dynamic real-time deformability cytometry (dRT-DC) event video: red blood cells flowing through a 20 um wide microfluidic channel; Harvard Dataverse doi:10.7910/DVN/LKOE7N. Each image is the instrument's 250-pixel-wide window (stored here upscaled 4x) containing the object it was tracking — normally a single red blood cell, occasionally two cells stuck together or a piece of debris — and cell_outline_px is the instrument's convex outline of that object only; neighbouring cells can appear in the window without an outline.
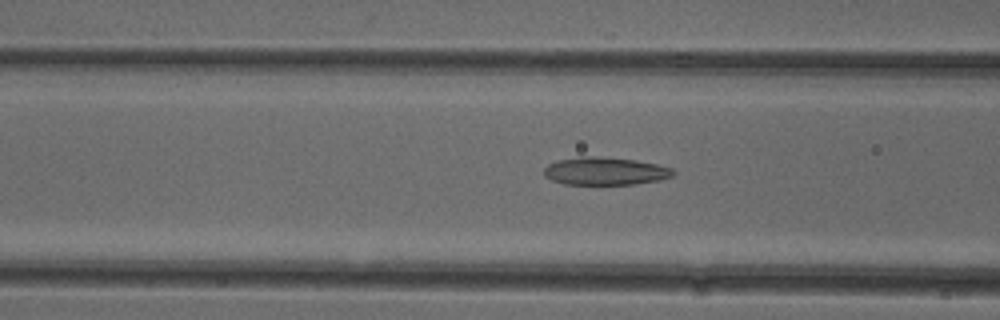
{"species": "common noctule bat (a hibernating species)", "species_latin": "Nyctalus noctula", "temperature_condition": "cold", "stored_images_in_passage": 42, "camera_frame_rate_fps": 3000, "um_per_image_px": 0.085, "animal": {"sex": "female"}, "frame": {"image": 1, "passage_image": 10, "time_ms": 3.0, "image_size_px": [1000, 320], "cell_outline_px": [[676, 172], [672, 176], [660, 180], [632, 184], [564, 184], [552, 180], [544, 176], [544, 168], [548, 164], [560, 160], [580, 156], [596, 156], [636, 160], [656, 164], [672, 168]], "centroid_in_image_um": [51.44, 14.54], "position_along_channel_um": 115.2, "area_um2": 20.87}}
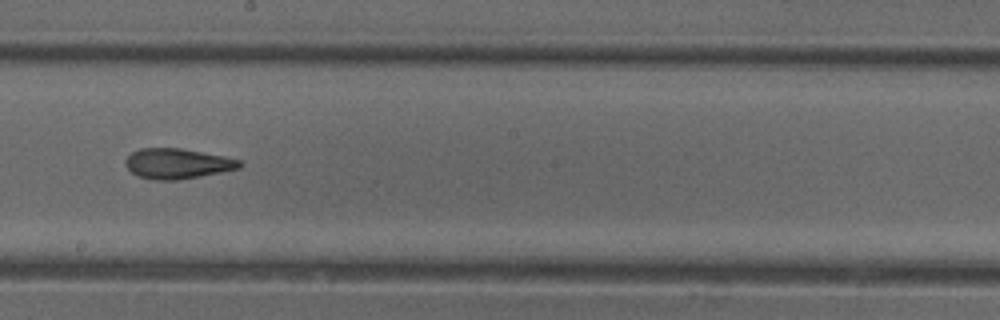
{"frame": {"image": 2, "passage_image": 19, "time_ms": 6.0, "image_size_px": [1000, 320], "cell_outline_px": [[244, 164], [240, 168], [200, 176], [176, 180], [156, 180], [140, 176], [132, 172], [124, 164], [124, 160], [132, 152], [140, 148], [180, 148], [224, 156], [240, 160]], "centroid_in_image_um": [15.08, 13.9], "position_along_channel_um": 233.1, "area_um2": 20.0}}
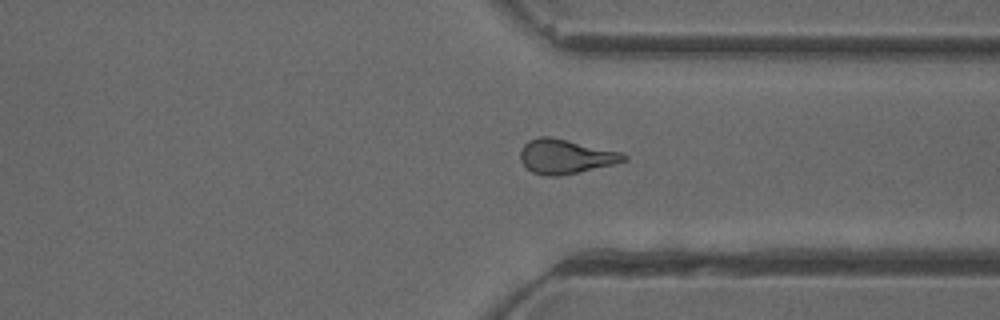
{"frame": {"image": 3, "passage_image": 29, "time_ms": 9.333, "image_size_px": [1000, 320], "cell_outline_px": [[628, 160], [616, 164], [560, 176], [548, 176], [532, 172], [520, 160], [520, 148], [528, 140], [540, 136], [548, 136], [568, 140], [620, 152], [628, 156]], "centroid_in_image_um": [48.07, 13.3], "position_along_channel_um": 363.3, "area_um2": 20.75}, "authors_computed_cell_mechanics": {"area_um2": 20.3167, "velocity_mm_per_s": 3.9167, "shape_relaxation_time_tau1_ms": null, "shape_relaxation_time_tau2_ms": 3.4789, "deformation_change_tau1": null, "deformation_change_tau2": 0.1251}}